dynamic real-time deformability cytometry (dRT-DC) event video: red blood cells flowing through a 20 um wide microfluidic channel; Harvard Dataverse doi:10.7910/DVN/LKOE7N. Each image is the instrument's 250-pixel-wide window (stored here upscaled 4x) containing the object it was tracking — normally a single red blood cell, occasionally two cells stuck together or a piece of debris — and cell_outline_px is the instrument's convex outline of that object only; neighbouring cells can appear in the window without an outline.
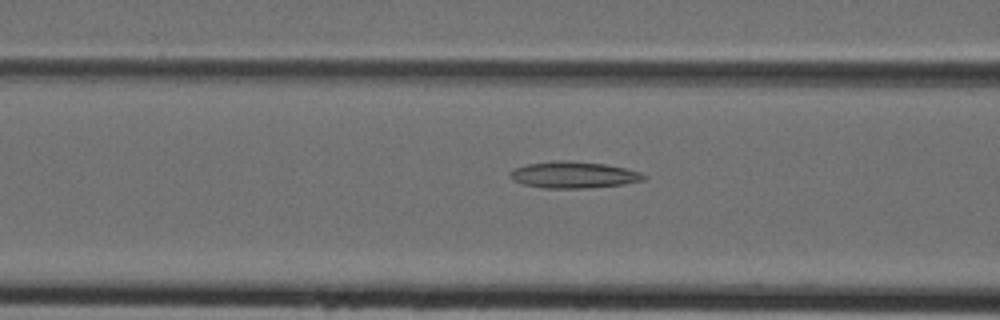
{"species": "Egyptian fruit bat (a non-hibernating species)", "species_latin": "Rousettus aegyptiacus", "temperature_condition": "cold", "stored_images_in_passage": 11, "camera_frame_rate_fps": 3000, "um_per_image_px": 0.085, "animal": {"sex": "female"}, "frame": {"image": 1, "passage_image": 10, "time_ms": 3.0, "image_size_px": [1000, 320], "cell_outline_px": [[648, 176], [644, 180], [624, 184], [588, 188], [544, 188], [524, 184], [512, 180], [508, 176], [508, 172], [512, 168], [528, 164], [556, 160], [568, 160], [604, 164], [624, 168], [640, 172]], "centroid_in_image_um": [48.72, 14.86], "position_along_channel_um": 117.9, "area_um2": 20.81}}